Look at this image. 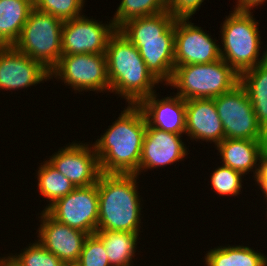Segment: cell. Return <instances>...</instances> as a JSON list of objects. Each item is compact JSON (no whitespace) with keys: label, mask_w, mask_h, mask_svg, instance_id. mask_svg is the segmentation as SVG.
Instances as JSON below:
<instances>
[{"label":"cell","mask_w":267,"mask_h":266,"mask_svg":"<svg viewBox=\"0 0 267 266\" xmlns=\"http://www.w3.org/2000/svg\"><path fill=\"white\" fill-rule=\"evenodd\" d=\"M94 146L101 173L136 174L147 121L138 105H129Z\"/></svg>","instance_id":"cell-1"},{"label":"cell","mask_w":267,"mask_h":266,"mask_svg":"<svg viewBox=\"0 0 267 266\" xmlns=\"http://www.w3.org/2000/svg\"><path fill=\"white\" fill-rule=\"evenodd\" d=\"M175 20L164 11L130 19L118 28L135 45L147 69L159 82L168 83L175 68Z\"/></svg>","instance_id":"cell-2"},{"label":"cell","mask_w":267,"mask_h":266,"mask_svg":"<svg viewBox=\"0 0 267 266\" xmlns=\"http://www.w3.org/2000/svg\"><path fill=\"white\" fill-rule=\"evenodd\" d=\"M105 54L112 92L123 96L130 105H138L155 93L153 87L159 81L147 69L135 45L119 30L110 38Z\"/></svg>","instance_id":"cell-3"},{"label":"cell","mask_w":267,"mask_h":266,"mask_svg":"<svg viewBox=\"0 0 267 266\" xmlns=\"http://www.w3.org/2000/svg\"><path fill=\"white\" fill-rule=\"evenodd\" d=\"M136 179V174H100L97 231L139 233L141 208Z\"/></svg>","instance_id":"cell-4"},{"label":"cell","mask_w":267,"mask_h":266,"mask_svg":"<svg viewBox=\"0 0 267 266\" xmlns=\"http://www.w3.org/2000/svg\"><path fill=\"white\" fill-rule=\"evenodd\" d=\"M240 75L222 58L211 63L176 66L167 83L184 100L213 99L233 90Z\"/></svg>","instance_id":"cell-5"},{"label":"cell","mask_w":267,"mask_h":266,"mask_svg":"<svg viewBox=\"0 0 267 266\" xmlns=\"http://www.w3.org/2000/svg\"><path fill=\"white\" fill-rule=\"evenodd\" d=\"M257 23L250 11L235 9L223 22L221 33L225 52L220 49L221 58L239 75L267 60V51L262 59L258 58L261 37Z\"/></svg>","instance_id":"cell-6"},{"label":"cell","mask_w":267,"mask_h":266,"mask_svg":"<svg viewBox=\"0 0 267 266\" xmlns=\"http://www.w3.org/2000/svg\"><path fill=\"white\" fill-rule=\"evenodd\" d=\"M63 21L35 8L13 46L51 70L62 56Z\"/></svg>","instance_id":"cell-7"},{"label":"cell","mask_w":267,"mask_h":266,"mask_svg":"<svg viewBox=\"0 0 267 266\" xmlns=\"http://www.w3.org/2000/svg\"><path fill=\"white\" fill-rule=\"evenodd\" d=\"M213 99L225 138L267 140V134L258 125L248 94L240 84Z\"/></svg>","instance_id":"cell-8"},{"label":"cell","mask_w":267,"mask_h":266,"mask_svg":"<svg viewBox=\"0 0 267 266\" xmlns=\"http://www.w3.org/2000/svg\"><path fill=\"white\" fill-rule=\"evenodd\" d=\"M57 222L80 230L88 235L95 234L98 225L99 198L97 183L76 187L69 194L55 201L44 210Z\"/></svg>","instance_id":"cell-9"},{"label":"cell","mask_w":267,"mask_h":266,"mask_svg":"<svg viewBox=\"0 0 267 266\" xmlns=\"http://www.w3.org/2000/svg\"><path fill=\"white\" fill-rule=\"evenodd\" d=\"M53 75L60 76L64 83L78 91L110 89L106 54L62 55L50 70V76Z\"/></svg>","instance_id":"cell-10"},{"label":"cell","mask_w":267,"mask_h":266,"mask_svg":"<svg viewBox=\"0 0 267 266\" xmlns=\"http://www.w3.org/2000/svg\"><path fill=\"white\" fill-rule=\"evenodd\" d=\"M118 30L111 20L103 25L83 15L63 22L62 55L105 54L108 42Z\"/></svg>","instance_id":"cell-11"},{"label":"cell","mask_w":267,"mask_h":266,"mask_svg":"<svg viewBox=\"0 0 267 266\" xmlns=\"http://www.w3.org/2000/svg\"><path fill=\"white\" fill-rule=\"evenodd\" d=\"M187 20L189 18L175 20V67L211 63L221 59L219 45L201 27L194 26Z\"/></svg>","instance_id":"cell-12"},{"label":"cell","mask_w":267,"mask_h":266,"mask_svg":"<svg viewBox=\"0 0 267 266\" xmlns=\"http://www.w3.org/2000/svg\"><path fill=\"white\" fill-rule=\"evenodd\" d=\"M48 162L69 179L75 187L96 184L101 174L95 148L71 144L54 154Z\"/></svg>","instance_id":"cell-13"},{"label":"cell","mask_w":267,"mask_h":266,"mask_svg":"<svg viewBox=\"0 0 267 266\" xmlns=\"http://www.w3.org/2000/svg\"><path fill=\"white\" fill-rule=\"evenodd\" d=\"M50 71L13 45L0 46V88L13 90L30 87L49 79Z\"/></svg>","instance_id":"cell-14"},{"label":"cell","mask_w":267,"mask_h":266,"mask_svg":"<svg viewBox=\"0 0 267 266\" xmlns=\"http://www.w3.org/2000/svg\"><path fill=\"white\" fill-rule=\"evenodd\" d=\"M41 218L38 242L65 265L76 264L88 234L57 222L44 210Z\"/></svg>","instance_id":"cell-15"},{"label":"cell","mask_w":267,"mask_h":266,"mask_svg":"<svg viewBox=\"0 0 267 266\" xmlns=\"http://www.w3.org/2000/svg\"><path fill=\"white\" fill-rule=\"evenodd\" d=\"M180 137V134L163 131L147 124L138 175L144 168L164 167L182 160L187 151Z\"/></svg>","instance_id":"cell-16"},{"label":"cell","mask_w":267,"mask_h":266,"mask_svg":"<svg viewBox=\"0 0 267 266\" xmlns=\"http://www.w3.org/2000/svg\"><path fill=\"white\" fill-rule=\"evenodd\" d=\"M186 104L185 133L192 139H202L219 144L225 139L222 121L214 99H188Z\"/></svg>","instance_id":"cell-17"},{"label":"cell","mask_w":267,"mask_h":266,"mask_svg":"<svg viewBox=\"0 0 267 266\" xmlns=\"http://www.w3.org/2000/svg\"><path fill=\"white\" fill-rule=\"evenodd\" d=\"M153 93L144 98L138 106L142 109L147 124L163 131L182 134L185 132L186 104L185 100L176 95L156 100Z\"/></svg>","instance_id":"cell-18"},{"label":"cell","mask_w":267,"mask_h":266,"mask_svg":"<svg viewBox=\"0 0 267 266\" xmlns=\"http://www.w3.org/2000/svg\"><path fill=\"white\" fill-rule=\"evenodd\" d=\"M225 166L245 174L257 166L262 151L267 147V140L228 139L216 145Z\"/></svg>","instance_id":"cell-19"},{"label":"cell","mask_w":267,"mask_h":266,"mask_svg":"<svg viewBox=\"0 0 267 266\" xmlns=\"http://www.w3.org/2000/svg\"><path fill=\"white\" fill-rule=\"evenodd\" d=\"M33 8V0H0V46L18 40Z\"/></svg>","instance_id":"cell-20"},{"label":"cell","mask_w":267,"mask_h":266,"mask_svg":"<svg viewBox=\"0 0 267 266\" xmlns=\"http://www.w3.org/2000/svg\"><path fill=\"white\" fill-rule=\"evenodd\" d=\"M239 84L248 94L258 125L267 134V60L242 73Z\"/></svg>","instance_id":"cell-21"},{"label":"cell","mask_w":267,"mask_h":266,"mask_svg":"<svg viewBox=\"0 0 267 266\" xmlns=\"http://www.w3.org/2000/svg\"><path fill=\"white\" fill-rule=\"evenodd\" d=\"M103 242L111 266H131L138 233L117 231H96Z\"/></svg>","instance_id":"cell-22"},{"label":"cell","mask_w":267,"mask_h":266,"mask_svg":"<svg viewBox=\"0 0 267 266\" xmlns=\"http://www.w3.org/2000/svg\"><path fill=\"white\" fill-rule=\"evenodd\" d=\"M205 261L207 266H267V257L240 245L211 249Z\"/></svg>","instance_id":"cell-23"},{"label":"cell","mask_w":267,"mask_h":266,"mask_svg":"<svg viewBox=\"0 0 267 266\" xmlns=\"http://www.w3.org/2000/svg\"><path fill=\"white\" fill-rule=\"evenodd\" d=\"M38 188L40 193L50 199L47 208L58 199L63 198L76 187L61 172L56 170L48 161H45L38 170Z\"/></svg>","instance_id":"cell-24"},{"label":"cell","mask_w":267,"mask_h":266,"mask_svg":"<svg viewBox=\"0 0 267 266\" xmlns=\"http://www.w3.org/2000/svg\"><path fill=\"white\" fill-rule=\"evenodd\" d=\"M164 11H167V0H122L112 21L119 28L130 19L152 16Z\"/></svg>","instance_id":"cell-25"},{"label":"cell","mask_w":267,"mask_h":266,"mask_svg":"<svg viewBox=\"0 0 267 266\" xmlns=\"http://www.w3.org/2000/svg\"><path fill=\"white\" fill-rule=\"evenodd\" d=\"M15 266H65L52 252L39 242L33 243L25 251L16 256L7 257Z\"/></svg>","instance_id":"cell-26"},{"label":"cell","mask_w":267,"mask_h":266,"mask_svg":"<svg viewBox=\"0 0 267 266\" xmlns=\"http://www.w3.org/2000/svg\"><path fill=\"white\" fill-rule=\"evenodd\" d=\"M34 8L64 21L80 17L84 0H33Z\"/></svg>","instance_id":"cell-27"},{"label":"cell","mask_w":267,"mask_h":266,"mask_svg":"<svg viewBox=\"0 0 267 266\" xmlns=\"http://www.w3.org/2000/svg\"><path fill=\"white\" fill-rule=\"evenodd\" d=\"M244 176L238 171L223 165L218 167L211 176V184L219 195H238L242 188V178Z\"/></svg>","instance_id":"cell-28"},{"label":"cell","mask_w":267,"mask_h":266,"mask_svg":"<svg viewBox=\"0 0 267 266\" xmlns=\"http://www.w3.org/2000/svg\"><path fill=\"white\" fill-rule=\"evenodd\" d=\"M77 266H111L103 242L95 235L86 238Z\"/></svg>","instance_id":"cell-29"},{"label":"cell","mask_w":267,"mask_h":266,"mask_svg":"<svg viewBox=\"0 0 267 266\" xmlns=\"http://www.w3.org/2000/svg\"><path fill=\"white\" fill-rule=\"evenodd\" d=\"M204 0H167V11L175 18H191Z\"/></svg>","instance_id":"cell-30"},{"label":"cell","mask_w":267,"mask_h":266,"mask_svg":"<svg viewBox=\"0 0 267 266\" xmlns=\"http://www.w3.org/2000/svg\"><path fill=\"white\" fill-rule=\"evenodd\" d=\"M260 165L255 170V180L257 184L260 185L261 191L266 196L267 199V147L262 151L259 159Z\"/></svg>","instance_id":"cell-31"},{"label":"cell","mask_w":267,"mask_h":266,"mask_svg":"<svg viewBox=\"0 0 267 266\" xmlns=\"http://www.w3.org/2000/svg\"><path fill=\"white\" fill-rule=\"evenodd\" d=\"M265 1L266 0H238V5H236L235 10L250 11L252 7L262 4Z\"/></svg>","instance_id":"cell-32"},{"label":"cell","mask_w":267,"mask_h":266,"mask_svg":"<svg viewBox=\"0 0 267 266\" xmlns=\"http://www.w3.org/2000/svg\"><path fill=\"white\" fill-rule=\"evenodd\" d=\"M0 266H15L8 258L0 259Z\"/></svg>","instance_id":"cell-33"},{"label":"cell","mask_w":267,"mask_h":266,"mask_svg":"<svg viewBox=\"0 0 267 266\" xmlns=\"http://www.w3.org/2000/svg\"><path fill=\"white\" fill-rule=\"evenodd\" d=\"M65 266H77L76 264H68V265H65Z\"/></svg>","instance_id":"cell-34"}]
</instances>
